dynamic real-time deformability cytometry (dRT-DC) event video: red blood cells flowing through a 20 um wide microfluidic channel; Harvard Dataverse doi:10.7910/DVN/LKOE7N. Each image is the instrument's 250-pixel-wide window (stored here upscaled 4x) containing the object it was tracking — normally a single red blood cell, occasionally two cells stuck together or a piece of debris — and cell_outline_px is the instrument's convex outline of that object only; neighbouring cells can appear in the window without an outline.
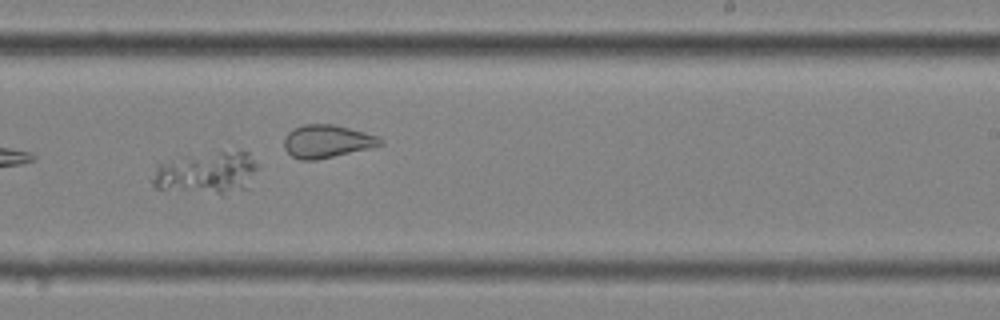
{"species": "common noctule bat (a hibernating species)", "species_latin": "Nyctalus noctula", "temperature_condition": "cold", "stored_images_in_passage": 47, "camera_frame_rate_fps": 3000, "um_per_image_px": 0.085, "animal": {"sex": "female", "body_mass_g": 25.1}, "frame": {"image": 1, "passage_image": 27, "time_ms": 8.667, "image_size_px": [1000, 320], "cell_outline_px": [[260, 168], [248, 188], [220, 192], [216, 192], [152, 188], [152, 180], [156, 164], [180, 156], [220, 152], [248, 152], [260, 164]], "centroid_in_image_um": [17.59, 14.64], "position_along_channel_um": 271.4, "area_um2": 25.61}}